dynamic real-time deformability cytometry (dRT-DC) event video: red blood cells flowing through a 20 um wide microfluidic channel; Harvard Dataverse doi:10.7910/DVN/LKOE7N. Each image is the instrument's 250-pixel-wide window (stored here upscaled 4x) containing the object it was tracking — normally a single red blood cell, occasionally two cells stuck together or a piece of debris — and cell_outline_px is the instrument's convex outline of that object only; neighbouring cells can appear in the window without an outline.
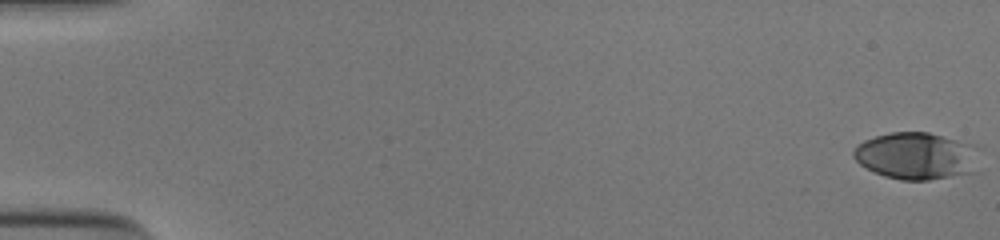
{"species": "human", "species_latin": "Homo sapiens", "temperature_condition": "cold", "stored_images_in_passage": 54, "camera_frame_rate_fps": 3000, "um_per_image_px": 0.085, "donor": {"sex": "male"}, "frame": {"image": 1, "passage_image": 1, "time_ms": 0.0, "image_size_px": [1000, 240], "cell_outline_px": [[972, 172], [928, 180], [900, 180], [884, 176], [860, 164], [852, 156], [852, 152], [864, 140], [876, 136], [892, 132], [928, 132], [952, 140], [960, 144]], "centroid_in_image_um": [77.55, 13.27], "position_along_channel_um": 7.5, "area_um2": 31.73}}
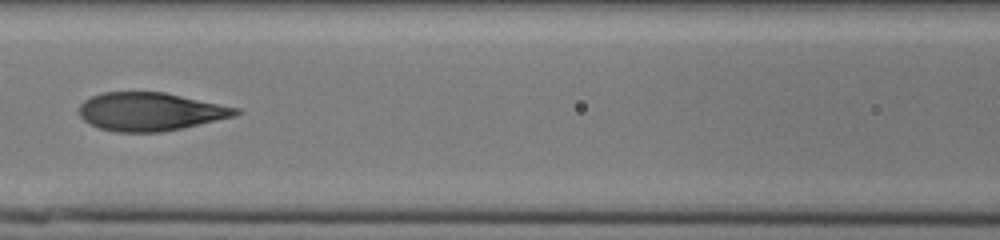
{"frame": {"image": 2, "passage_image": 26, "time_ms": 8.333, "image_size_px": [1000, 240], "cell_outline_px": [[244, 112], [236, 116], [180, 128], [160, 132], [116, 132], [100, 128], [84, 120], [80, 116], [80, 104], [84, 100], [92, 96], [104, 92], [164, 92], [240, 108]], "centroid_in_image_um": [12.8, 9.48], "position_along_channel_um": 153.8, "area_um2": 34.74}}
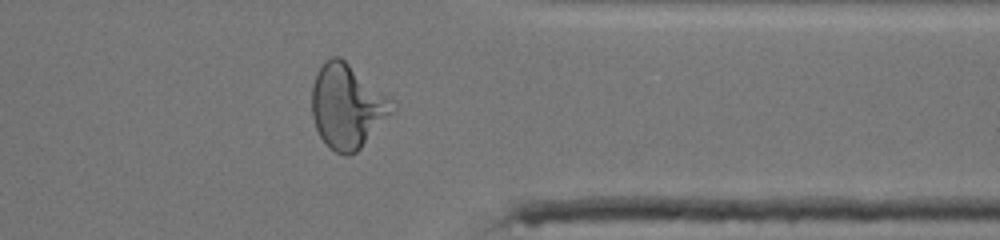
{"frame": {"image": 3, "passage_image": 44, "time_ms": 14.333, "image_size_px": [1000, 240], "cell_outline_px": [[396, 108], [360, 148], [356, 152], [348, 156], [344, 156], [336, 152], [320, 136], [316, 128], [312, 116], [312, 84], [316, 72], [324, 60], [332, 56], [340, 56], [392, 96]], "centroid_in_image_um": [29.53, 8.98], "position_along_channel_um": 381.9, "area_um2": 39.77}, "authors_computed_cell_mechanics": {"area_um2": 35.6048, "velocity_mm_per_s": 3.9068, "shape_relaxation_time_tau1_ms": 6.4723, "shape_relaxation_time_tau2_ms": 0.7194, "deformation_change_tau1": 0.2512, "deformation_change_tau2": 0.064}}